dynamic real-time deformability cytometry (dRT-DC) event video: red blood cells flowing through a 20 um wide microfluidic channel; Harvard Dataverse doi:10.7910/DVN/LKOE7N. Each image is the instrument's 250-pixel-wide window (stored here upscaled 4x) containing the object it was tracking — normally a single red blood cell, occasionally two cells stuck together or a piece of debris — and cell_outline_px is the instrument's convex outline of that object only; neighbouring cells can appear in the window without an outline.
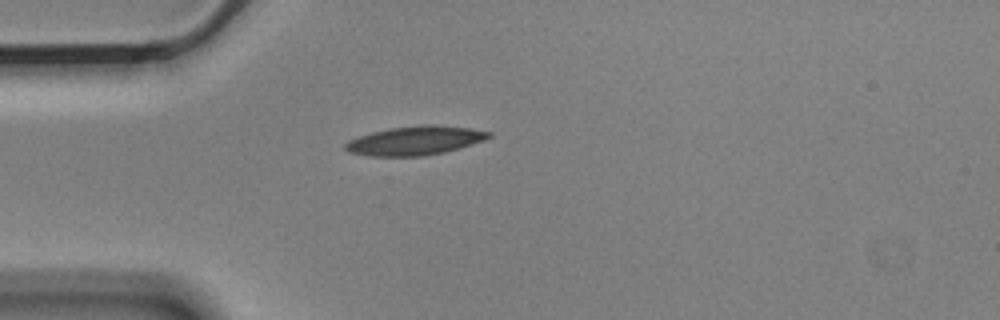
{"species": "Egyptian fruit bat (a non-hibernating species)", "species_latin": "Rousettus aegyptiacus", "temperature_condition": "cold", "stored_images_in_passage": 1, "camera_frame_rate_fps": 3000, "um_per_image_px": 0.085, "animal": {"sex": "male"}, "frame": {"image": 1, "passage_image": 1, "time_ms": 0.0, "image_size_px": [1000, 320], "cell_outline_px": [[492, 136], [484, 140], [460, 148], [444, 152], [424, 156], [372, 156], [348, 152], [344, 148], [344, 144], [348, 140], [372, 132], [388, 128], [420, 124], [432, 124], [472, 128], [492, 132]], "centroid_in_image_um": [35.3, 11.94], "position_along_channel_um": 49.7, "area_um2": 24.39}}